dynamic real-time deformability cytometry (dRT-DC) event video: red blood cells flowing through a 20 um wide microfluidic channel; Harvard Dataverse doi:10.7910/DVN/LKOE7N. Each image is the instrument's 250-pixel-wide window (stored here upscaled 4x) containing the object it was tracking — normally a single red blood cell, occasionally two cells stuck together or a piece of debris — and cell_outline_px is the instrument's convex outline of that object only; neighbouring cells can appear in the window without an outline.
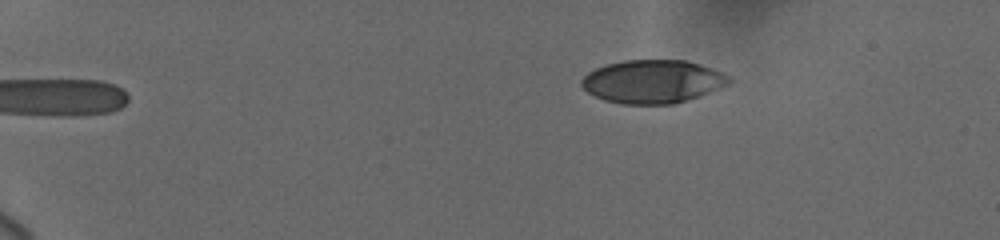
{"species": "human", "species_latin": "Homo sapiens", "temperature_condition": "cold", "stored_images_in_passage": 58, "camera_frame_rate_fps": 3000, "um_per_image_px": 0.085, "donor": {"sex": "female"}, "frame": {"image": 1, "passage_image": 1, "time_ms": 0.0, "image_size_px": [1000, 240], "cell_outline_px": [[732, 80], [728, 84], [708, 92], [672, 104], [624, 104], [604, 100], [588, 92], [580, 84], [580, 80], [588, 72], [596, 68], [608, 64], [624, 60], [684, 60], [700, 64], [732, 76]], "centroid_in_image_um": [55.46, 6.92], "position_along_channel_um": 29.5, "area_um2": 36.88}}
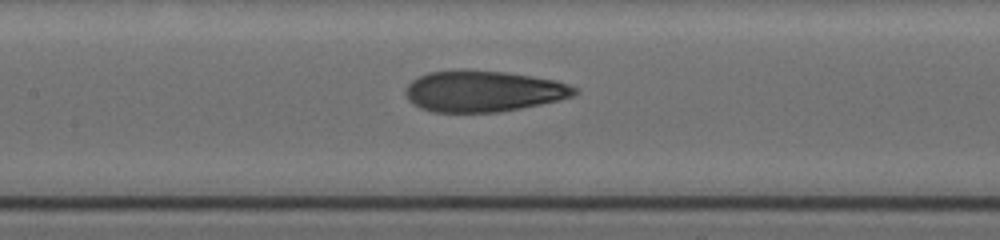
{"frame": {"image": 2, "passage_image": 23, "time_ms": 6.667, "image_size_px": [1000, 240], "cell_outline_px": [[576, 96], [560, 100], [500, 112], [432, 112], [420, 108], [408, 100], [404, 92], [408, 84], [412, 80], [428, 72], [460, 68], [468, 68], [508, 72], [556, 80], [568, 84], [576, 88]], "centroid_in_image_um": [41.06, 7.73], "position_along_channel_um": 166.3, "area_um2": 41.15}}
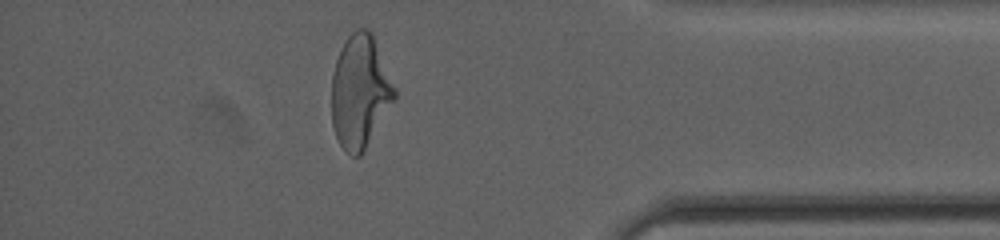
{"frame": {"image": 3, "passage_image": 50, "time_ms": 13.667, "image_size_px": [1000, 240], "cell_outline_px": [[396, 96], [360, 156], [352, 156], [344, 152], [336, 136], [332, 124], [332, 76], [336, 60], [348, 36], [356, 28], [368, 28], [372, 32], [396, 88]], "centroid_in_image_um": [30.6, 7.77], "position_along_channel_um": 404.6, "area_um2": 41.1}, "authors_computed_cell_mechanics": {"area_um2": 40.46, "velocity_mm_per_s": 3.715, "shape_relaxation_time_tau1_ms": 5.3648, "shape_relaxation_time_tau2_ms": 1.4675, "deformation_change_tau1": 0.2145, "deformation_change_tau2": 0.0847}}